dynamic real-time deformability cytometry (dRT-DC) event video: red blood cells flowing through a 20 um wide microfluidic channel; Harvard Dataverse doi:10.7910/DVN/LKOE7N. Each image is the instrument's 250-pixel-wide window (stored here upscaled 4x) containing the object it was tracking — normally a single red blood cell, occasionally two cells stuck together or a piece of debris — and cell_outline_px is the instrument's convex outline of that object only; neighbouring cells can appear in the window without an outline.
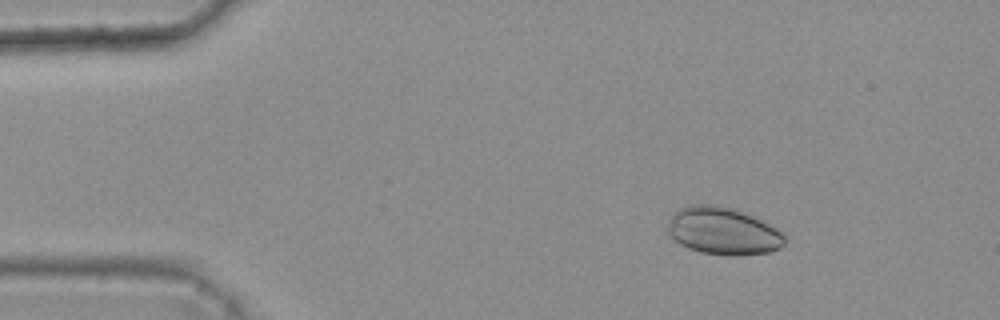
{"species": "common noctule bat (a hibernating species)", "species_latin": "Nyctalus noctula", "temperature_condition": "warm", "stored_images_in_passage": 3, "camera_frame_rate_fps": 3000, "um_per_image_px": 0.085, "animal": {"sex": "female", "body_mass_g": 25.1}, "frame": {"image": 1, "passage_image": 1, "time_ms": 0.0, "image_size_px": [1000, 320], "cell_outline_px": [[788, 240], [780, 248], [768, 252], [740, 256], [728, 256], [700, 252], [688, 248], [680, 244], [668, 236], [668, 220], [672, 212], [680, 208], [696, 204], [716, 204], [736, 208], [756, 216], [784, 232]], "centroid_in_image_um": [61.48, 19.63], "position_along_channel_um": 23.5, "area_um2": 33.23}}